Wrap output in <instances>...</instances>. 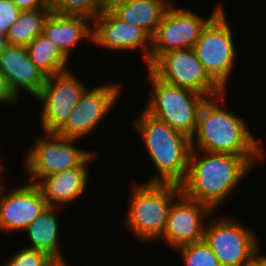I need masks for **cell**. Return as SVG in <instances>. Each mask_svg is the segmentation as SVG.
I'll use <instances>...</instances> for the list:
<instances>
[{"instance_id":"6da1fadb","label":"cell","mask_w":266,"mask_h":266,"mask_svg":"<svg viewBox=\"0 0 266 266\" xmlns=\"http://www.w3.org/2000/svg\"><path fill=\"white\" fill-rule=\"evenodd\" d=\"M264 156H240L191 149L182 193L216 212Z\"/></svg>"},{"instance_id":"7a4b0ae2","label":"cell","mask_w":266,"mask_h":266,"mask_svg":"<svg viewBox=\"0 0 266 266\" xmlns=\"http://www.w3.org/2000/svg\"><path fill=\"white\" fill-rule=\"evenodd\" d=\"M226 93L208 98L202 105L191 148L210 153L265 156L262 140L251 133L246 120L223 108Z\"/></svg>"},{"instance_id":"3957f363","label":"cell","mask_w":266,"mask_h":266,"mask_svg":"<svg viewBox=\"0 0 266 266\" xmlns=\"http://www.w3.org/2000/svg\"><path fill=\"white\" fill-rule=\"evenodd\" d=\"M132 123L158 172L146 183L181 185L188 172L191 139L145 110Z\"/></svg>"},{"instance_id":"277c9868","label":"cell","mask_w":266,"mask_h":266,"mask_svg":"<svg viewBox=\"0 0 266 266\" xmlns=\"http://www.w3.org/2000/svg\"><path fill=\"white\" fill-rule=\"evenodd\" d=\"M135 182L138 181L131 183L132 193L124 222L137 241H156L164 232L173 201L182 193L181 186Z\"/></svg>"},{"instance_id":"5b68a950","label":"cell","mask_w":266,"mask_h":266,"mask_svg":"<svg viewBox=\"0 0 266 266\" xmlns=\"http://www.w3.org/2000/svg\"><path fill=\"white\" fill-rule=\"evenodd\" d=\"M146 69L152 86L143 109L191 139L197 128L200 109L208 97L191 89L168 84Z\"/></svg>"},{"instance_id":"8992f818","label":"cell","mask_w":266,"mask_h":266,"mask_svg":"<svg viewBox=\"0 0 266 266\" xmlns=\"http://www.w3.org/2000/svg\"><path fill=\"white\" fill-rule=\"evenodd\" d=\"M78 140L59 136L55 132H43L34 140L25 159L28 182L37 183L46 177L66 169L89 167L97 158V152L75 146Z\"/></svg>"},{"instance_id":"52a82bcc","label":"cell","mask_w":266,"mask_h":266,"mask_svg":"<svg viewBox=\"0 0 266 266\" xmlns=\"http://www.w3.org/2000/svg\"><path fill=\"white\" fill-rule=\"evenodd\" d=\"M223 8L203 29L194 46L209 76L225 91L236 61L233 31ZM229 23V24H228Z\"/></svg>"},{"instance_id":"ba28073f","label":"cell","mask_w":266,"mask_h":266,"mask_svg":"<svg viewBox=\"0 0 266 266\" xmlns=\"http://www.w3.org/2000/svg\"><path fill=\"white\" fill-rule=\"evenodd\" d=\"M207 220L204 242L212 249L221 266H246L255 259L258 242L256 232L238 219L227 215Z\"/></svg>"},{"instance_id":"9c48e42d","label":"cell","mask_w":266,"mask_h":266,"mask_svg":"<svg viewBox=\"0 0 266 266\" xmlns=\"http://www.w3.org/2000/svg\"><path fill=\"white\" fill-rule=\"evenodd\" d=\"M224 8L216 5L211 16L202 17L190 9L173 3L163 15L161 23L151 36L149 66L163 53L181 48H194L207 24Z\"/></svg>"},{"instance_id":"30bf717a","label":"cell","mask_w":266,"mask_h":266,"mask_svg":"<svg viewBox=\"0 0 266 266\" xmlns=\"http://www.w3.org/2000/svg\"><path fill=\"white\" fill-rule=\"evenodd\" d=\"M148 69L168 84L191 89L208 98L225 92L206 72L194 48L165 52Z\"/></svg>"},{"instance_id":"8fae6325","label":"cell","mask_w":266,"mask_h":266,"mask_svg":"<svg viewBox=\"0 0 266 266\" xmlns=\"http://www.w3.org/2000/svg\"><path fill=\"white\" fill-rule=\"evenodd\" d=\"M71 70L48 76L42 90L35 97L42 107L39 118L42 133L56 132L89 88Z\"/></svg>"},{"instance_id":"7c38bea8","label":"cell","mask_w":266,"mask_h":266,"mask_svg":"<svg viewBox=\"0 0 266 266\" xmlns=\"http://www.w3.org/2000/svg\"><path fill=\"white\" fill-rule=\"evenodd\" d=\"M121 84L108 82L88 88L65 123L55 132L59 136L81 140L100 126L121 95ZM109 112V113H108Z\"/></svg>"},{"instance_id":"4fadbf2b","label":"cell","mask_w":266,"mask_h":266,"mask_svg":"<svg viewBox=\"0 0 266 266\" xmlns=\"http://www.w3.org/2000/svg\"><path fill=\"white\" fill-rule=\"evenodd\" d=\"M214 213L209 206L181 193L170 207L166 227L158 240L164 239L174 249L203 241L208 219L205 217Z\"/></svg>"},{"instance_id":"5bb4252c","label":"cell","mask_w":266,"mask_h":266,"mask_svg":"<svg viewBox=\"0 0 266 266\" xmlns=\"http://www.w3.org/2000/svg\"><path fill=\"white\" fill-rule=\"evenodd\" d=\"M92 43L110 51L141 50L145 66L149 67L151 35L142 27L120 20L109 9L93 19Z\"/></svg>"},{"instance_id":"9a60e30c","label":"cell","mask_w":266,"mask_h":266,"mask_svg":"<svg viewBox=\"0 0 266 266\" xmlns=\"http://www.w3.org/2000/svg\"><path fill=\"white\" fill-rule=\"evenodd\" d=\"M1 182V179H0ZM0 184V230L24 232L39 214L48 206L35 183L27 182L11 189Z\"/></svg>"},{"instance_id":"2e32d148","label":"cell","mask_w":266,"mask_h":266,"mask_svg":"<svg viewBox=\"0 0 266 266\" xmlns=\"http://www.w3.org/2000/svg\"><path fill=\"white\" fill-rule=\"evenodd\" d=\"M0 71L19 100H22L20 93L23 90L35 98L47 79L31 60L25 46L6 44L0 53Z\"/></svg>"},{"instance_id":"e0dca14e","label":"cell","mask_w":266,"mask_h":266,"mask_svg":"<svg viewBox=\"0 0 266 266\" xmlns=\"http://www.w3.org/2000/svg\"><path fill=\"white\" fill-rule=\"evenodd\" d=\"M90 167H76L42 177L36 185L48 206H65L78 201L88 189ZM61 204V205H60ZM65 204V205H64Z\"/></svg>"},{"instance_id":"ac0fdd59","label":"cell","mask_w":266,"mask_h":266,"mask_svg":"<svg viewBox=\"0 0 266 266\" xmlns=\"http://www.w3.org/2000/svg\"><path fill=\"white\" fill-rule=\"evenodd\" d=\"M92 33L93 19L84 15H61L53 12L45 19L42 30V34L55 42L69 60L82 39L92 42Z\"/></svg>"},{"instance_id":"d6986e66","label":"cell","mask_w":266,"mask_h":266,"mask_svg":"<svg viewBox=\"0 0 266 266\" xmlns=\"http://www.w3.org/2000/svg\"><path fill=\"white\" fill-rule=\"evenodd\" d=\"M58 208L47 206L39 216L29 224L25 233L28 235L30 244L26 248L41 250L46 252L57 263H66L60 244V231L58 221ZM57 211V212H56ZM57 214V215H56Z\"/></svg>"},{"instance_id":"ffe728a7","label":"cell","mask_w":266,"mask_h":266,"mask_svg":"<svg viewBox=\"0 0 266 266\" xmlns=\"http://www.w3.org/2000/svg\"><path fill=\"white\" fill-rule=\"evenodd\" d=\"M171 4L170 0H131L113 5L109 10L120 20L142 27L152 36Z\"/></svg>"},{"instance_id":"44dd1931","label":"cell","mask_w":266,"mask_h":266,"mask_svg":"<svg viewBox=\"0 0 266 266\" xmlns=\"http://www.w3.org/2000/svg\"><path fill=\"white\" fill-rule=\"evenodd\" d=\"M26 48L36 67L47 77L70 69L69 59L60 51L55 42L42 33Z\"/></svg>"},{"instance_id":"7402d4cb","label":"cell","mask_w":266,"mask_h":266,"mask_svg":"<svg viewBox=\"0 0 266 266\" xmlns=\"http://www.w3.org/2000/svg\"><path fill=\"white\" fill-rule=\"evenodd\" d=\"M50 8L21 10L16 22L5 32V42L9 45L27 46L42 33Z\"/></svg>"},{"instance_id":"603a6c76","label":"cell","mask_w":266,"mask_h":266,"mask_svg":"<svg viewBox=\"0 0 266 266\" xmlns=\"http://www.w3.org/2000/svg\"><path fill=\"white\" fill-rule=\"evenodd\" d=\"M51 12L61 15H84L94 19L106 9L104 0H47Z\"/></svg>"},{"instance_id":"cb8c5ba5","label":"cell","mask_w":266,"mask_h":266,"mask_svg":"<svg viewBox=\"0 0 266 266\" xmlns=\"http://www.w3.org/2000/svg\"><path fill=\"white\" fill-rule=\"evenodd\" d=\"M183 266H221L212 249L203 241L186 244L175 249Z\"/></svg>"},{"instance_id":"d4e9b609","label":"cell","mask_w":266,"mask_h":266,"mask_svg":"<svg viewBox=\"0 0 266 266\" xmlns=\"http://www.w3.org/2000/svg\"><path fill=\"white\" fill-rule=\"evenodd\" d=\"M57 262L46 252L30 248H21L9 257L3 266H55Z\"/></svg>"},{"instance_id":"484cf974","label":"cell","mask_w":266,"mask_h":266,"mask_svg":"<svg viewBox=\"0 0 266 266\" xmlns=\"http://www.w3.org/2000/svg\"><path fill=\"white\" fill-rule=\"evenodd\" d=\"M20 9L11 0H0V35H4L20 14Z\"/></svg>"},{"instance_id":"4316f807","label":"cell","mask_w":266,"mask_h":266,"mask_svg":"<svg viewBox=\"0 0 266 266\" xmlns=\"http://www.w3.org/2000/svg\"><path fill=\"white\" fill-rule=\"evenodd\" d=\"M16 103H19V99L12 93L4 74L0 71V104L13 106Z\"/></svg>"},{"instance_id":"83f0119b","label":"cell","mask_w":266,"mask_h":266,"mask_svg":"<svg viewBox=\"0 0 266 266\" xmlns=\"http://www.w3.org/2000/svg\"><path fill=\"white\" fill-rule=\"evenodd\" d=\"M20 10H34L37 8H50L47 0H11Z\"/></svg>"},{"instance_id":"f1b7e54d","label":"cell","mask_w":266,"mask_h":266,"mask_svg":"<svg viewBox=\"0 0 266 266\" xmlns=\"http://www.w3.org/2000/svg\"><path fill=\"white\" fill-rule=\"evenodd\" d=\"M260 246L257 248L256 254H255V260L261 265L266 266V256L262 255V252L260 251ZM261 252V254H260Z\"/></svg>"},{"instance_id":"f546056e","label":"cell","mask_w":266,"mask_h":266,"mask_svg":"<svg viewBox=\"0 0 266 266\" xmlns=\"http://www.w3.org/2000/svg\"><path fill=\"white\" fill-rule=\"evenodd\" d=\"M131 0H104L106 9H110L113 5H117L123 2H127Z\"/></svg>"},{"instance_id":"4dcf8cb0","label":"cell","mask_w":266,"mask_h":266,"mask_svg":"<svg viewBox=\"0 0 266 266\" xmlns=\"http://www.w3.org/2000/svg\"><path fill=\"white\" fill-rule=\"evenodd\" d=\"M5 45H6L5 37H4V35H0V53H1V50L4 48Z\"/></svg>"},{"instance_id":"1f68e13d","label":"cell","mask_w":266,"mask_h":266,"mask_svg":"<svg viewBox=\"0 0 266 266\" xmlns=\"http://www.w3.org/2000/svg\"><path fill=\"white\" fill-rule=\"evenodd\" d=\"M246 266H261V265L254 259L251 263L247 264Z\"/></svg>"},{"instance_id":"d6a6232c","label":"cell","mask_w":266,"mask_h":266,"mask_svg":"<svg viewBox=\"0 0 266 266\" xmlns=\"http://www.w3.org/2000/svg\"><path fill=\"white\" fill-rule=\"evenodd\" d=\"M55 266H69L68 262L66 263H57Z\"/></svg>"}]
</instances>
